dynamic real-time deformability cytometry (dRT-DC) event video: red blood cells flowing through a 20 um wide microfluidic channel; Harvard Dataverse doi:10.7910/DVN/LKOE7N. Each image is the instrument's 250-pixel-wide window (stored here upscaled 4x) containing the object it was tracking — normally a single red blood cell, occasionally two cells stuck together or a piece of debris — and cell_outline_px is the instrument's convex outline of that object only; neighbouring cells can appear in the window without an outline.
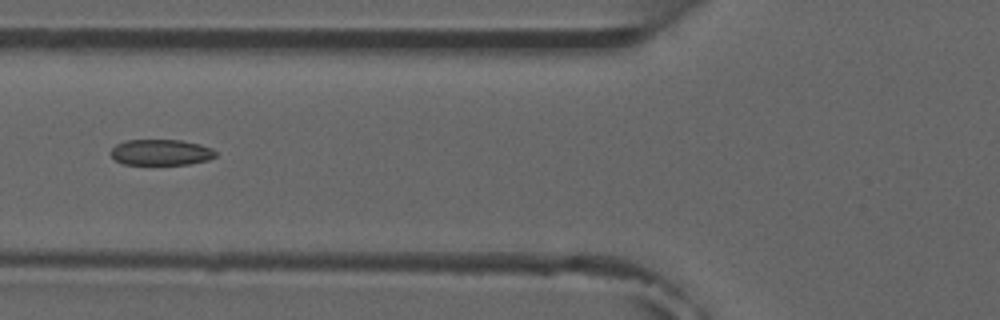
{"species": "common noctule bat (a hibernating species)", "species_latin": "Nyctalus noctula", "temperature_condition": "room temperature", "stored_images_in_passage": 5, "camera_frame_rate_fps": 3000, "um_per_image_px": 0.085, "animal": {"sex": "male", "forearm_length_mm": 52.5}, "frame": {"image": 1, "passage_image": 5, "time_ms": 5.667, "image_size_px": [1000, 320], "cell_outline_px": [[216, 156], [208, 160], [188, 164], [124, 164], [116, 160], [108, 152], [116, 144], [124, 140], [180, 140], [200, 144], [212, 148], [216, 152]], "centroid_in_image_um": [13.67, 12.94], "position_along_channel_um": 112.1, "area_um2": 15.84}}